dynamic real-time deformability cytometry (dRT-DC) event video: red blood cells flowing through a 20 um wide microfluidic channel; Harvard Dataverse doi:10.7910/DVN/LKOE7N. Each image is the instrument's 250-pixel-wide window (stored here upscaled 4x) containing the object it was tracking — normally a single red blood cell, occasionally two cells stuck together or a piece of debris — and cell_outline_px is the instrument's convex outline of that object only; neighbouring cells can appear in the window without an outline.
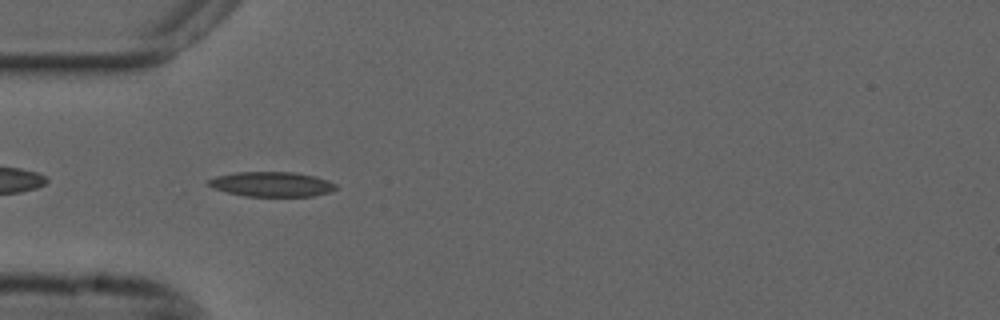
{"species": "common noctule bat (a hibernating species)", "species_latin": "Nyctalus noctula", "temperature_condition": "cold", "stored_images_in_passage": 40, "camera_frame_rate_fps": 3000, "um_per_image_px": 0.085, "animal": {"sex": "male", "forearm_length_mm": 52.5}, "frame": {"image": 1, "passage_image": 2, "time_ms": 0.333, "image_size_px": [1000, 320], "cell_outline_px": [[336, 188], [328, 192], [312, 196], [244, 196], [228, 192], [204, 184], [208, 180], [216, 176], [236, 172], [292, 172], [312, 176], [328, 180], [336, 184]], "centroid_in_image_um": [23.06, 15.65], "position_along_channel_um": 61.9, "area_um2": 18.21}}
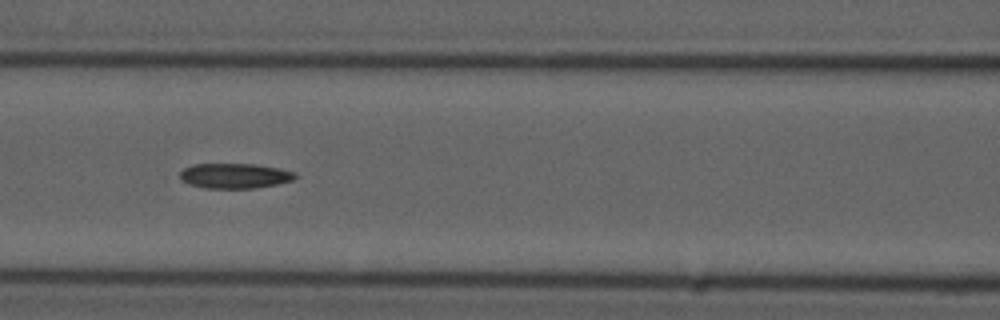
{"frame": {"image": 2, "passage_image": 9, "time_ms": 2.667, "image_size_px": [1000, 320], "cell_outline_px": [[296, 176], [292, 180], [276, 184], [256, 188], [204, 188], [188, 184], [180, 180], [180, 172], [184, 168], [192, 164], [256, 164], [280, 168], [296, 172]], "centroid_in_image_um": [19.93, 14.94], "position_along_channel_um": 146.7, "area_um2": 16.94}}
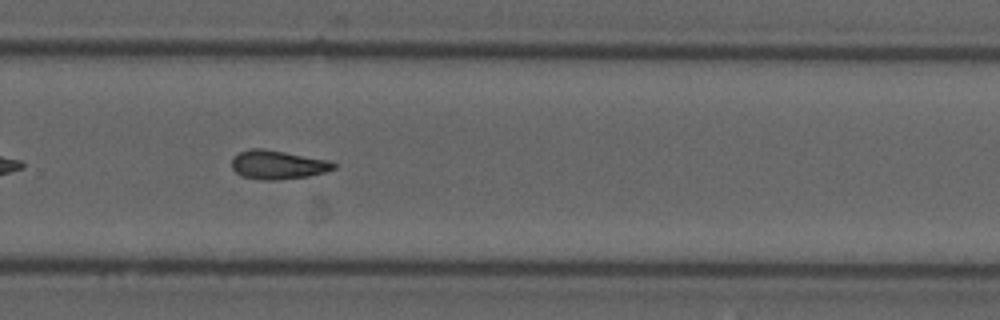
{"frame": {"image": 3, "passage_image": 22, "time_ms": 7.0, "image_size_px": [1000, 320], "cell_outline_px": [[336, 168], [324, 172], [308, 176], [276, 180], [260, 180], [244, 176], [236, 172], [232, 168], [232, 156], [240, 152], [252, 148], [264, 148], [328, 160], [336, 164]], "centroid_in_image_um": [23.59, 14.0], "position_along_channel_um": 306.2, "area_um2": 17.05}, "authors_computed_cell_mechanics": {"area_um2": 16.7909, "velocity_mm_per_s": 3.6933, "shape_relaxation_time_tau1_ms": null, "shape_relaxation_time_tau2_ms": 8.4107, "deformation_change_tau1": null, "deformation_change_tau2": 0.1726}}